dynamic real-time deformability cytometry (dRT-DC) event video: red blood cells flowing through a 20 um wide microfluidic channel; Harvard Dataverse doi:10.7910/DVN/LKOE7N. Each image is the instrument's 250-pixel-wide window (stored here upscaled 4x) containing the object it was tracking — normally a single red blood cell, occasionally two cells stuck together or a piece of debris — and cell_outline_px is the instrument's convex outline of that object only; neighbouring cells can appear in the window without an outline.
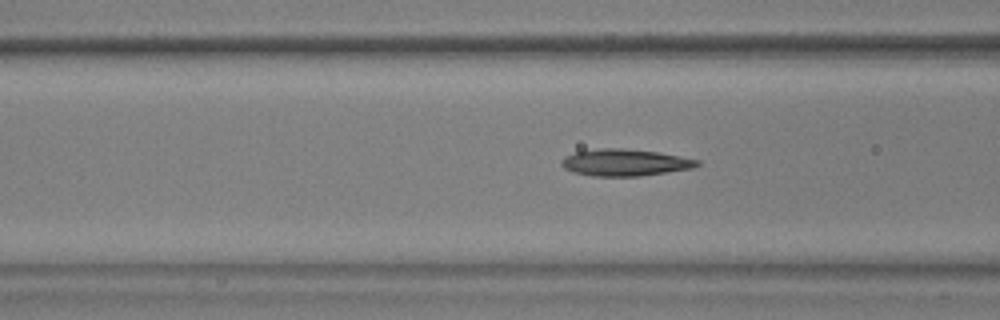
{"species": "common noctule bat (a hibernating species)", "species_latin": "Nyctalus noctula", "temperature_condition": "warm", "stored_images_in_passage": 55, "camera_frame_rate_fps": 3000, "um_per_image_px": 0.085, "animal": {"sex": "male", "body_mass_g": 17.9, "forearm_length_mm": 54.2}, "frame": {"image": 1, "passage_image": 21, "time_ms": 6.667, "image_size_px": [1000, 320], "cell_outline_px": [[700, 164], [692, 168], [640, 176], [592, 176], [572, 172], [564, 168], [560, 164], [560, 160], [564, 156], [576, 152], [600, 148], [620, 148], [656, 152], [700, 160]], "centroid_in_image_um": [53.06, 13.82], "position_along_channel_um": 113.5, "area_um2": 21.1}}
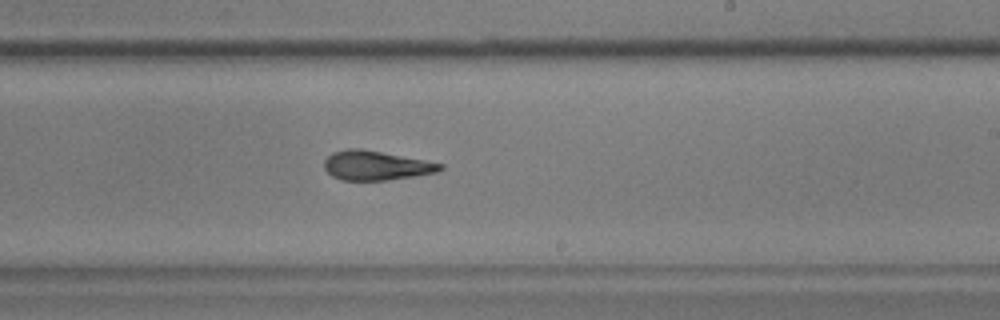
{"frame": {"image": 2, "passage_image": 33, "time_ms": 10.667, "image_size_px": [1000, 320], "cell_outline_px": [[444, 168], [436, 172], [416, 176], [384, 180], [340, 180], [332, 176], [324, 168], [324, 160], [332, 152], [348, 148], [360, 148], [424, 160], [444, 164]], "centroid_in_image_um": [31.93, 14.06], "position_along_channel_um": 257.1, "area_um2": 19.77}}
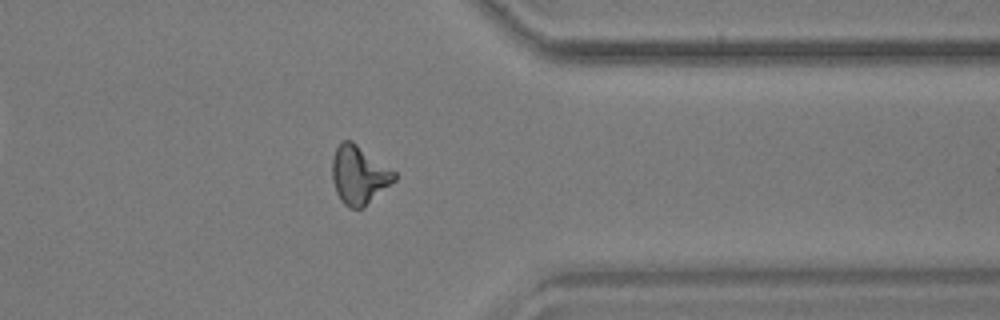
{"frame": {"image": 3, "passage_image": 44, "time_ms": 14.333, "image_size_px": [1000, 320], "cell_outline_px": [[396, 180], [364, 208], [348, 208], [340, 200], [336, 192], [332, 180], [332, 156], [336, 148], [344, 140], [352, 140], [396, 172]], "centroid_in_image_um": [30.51, 14.89], "position_along_channel_um": 380.9, "area_um2": 21.33}, "authors_computed_cell_mechanics": {"area_um2": 20.23, "velocity_mm_per_s": 3.5893, "shape_relaxation_time_tau1_ms": 7.6787, "shape_relaxation_time_tau2_ms": 2.4689, "deformation_change_tau1": 0.1892, "deformation_change_tau2": 0.1044}}